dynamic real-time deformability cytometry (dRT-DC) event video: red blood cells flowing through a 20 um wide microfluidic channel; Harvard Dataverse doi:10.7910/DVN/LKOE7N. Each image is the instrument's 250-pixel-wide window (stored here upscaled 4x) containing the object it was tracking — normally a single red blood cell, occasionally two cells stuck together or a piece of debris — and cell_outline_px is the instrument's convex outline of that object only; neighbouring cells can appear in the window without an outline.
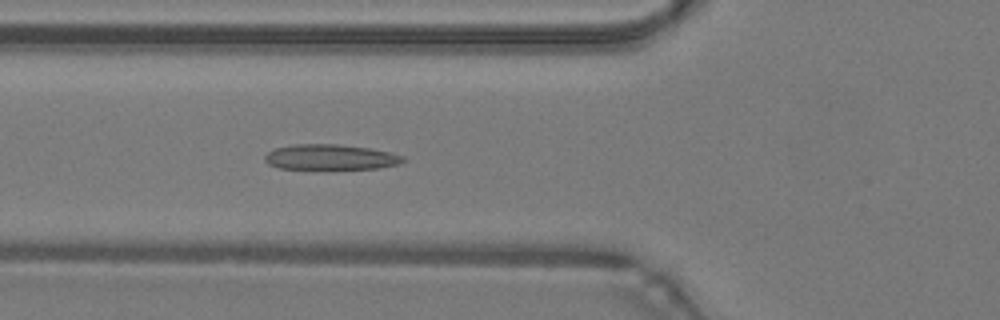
{"species": "common noctule bat (a hibernating species)", "species_latin": "Nyctalus noctula", "temperature_condition": "warm", "stored_images_in_passage": 48, "camera_frame_rate_fps": 3000, "um_per_image_px": 0.085, "animal": {"sex": "male", "body_mass_g": 19.2, "forearm_length_mm": 51.8}, "frame": {"image": 1, "passage_image": 18, "time_ms": 5.667, "image_size_px": [1000, 320], "cell_outline_px": [[408, 160], [400, 164], [380, 168], [280, 168], [268, 164], [264, 160], [264, 156], [268, 152], [276, 148], [296, 144], [336, 144], [368, 148], [388, 152], [404, 156]], "centroid_in_image_um": [28.12, 13.35], "position_along_channel_um": 97.7, "area_um2": 20.17}}
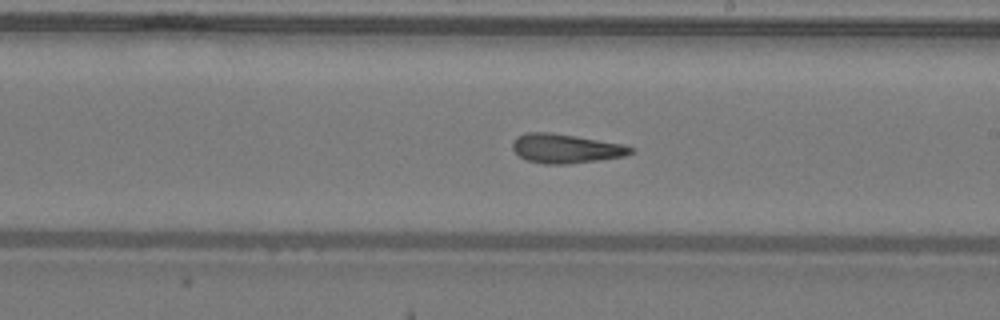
{"frame": {"image": 2, "passage_image": 28, "time_ms": 9.0, "image_size_px": [1000, 320], "cell_outline_px": [[636, 152], [624, 156], [600, 160], [568, 164], [544, 164], [528, 160], [520, 156], [512, 148], [512, 144], [516, 136], [524, 132], [548, 132], [624, 144], [636, 148]], "centroid_in_image_um": [48.12, 12.62], "position_along_channel_um": 240.9, "area_um2": 20.17}}
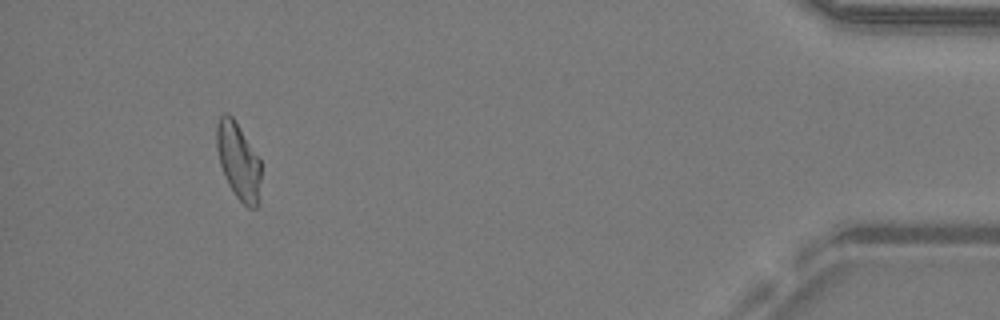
{"frame": {"image": 3, "passage_image": 45, "time_ms": 14.667, "image_size_px": [1000, 320], "cell_outline_px": [[260, 204], [256, 208], [248, 208], [236, 196], [228, 184], [220, 164], [216, 148], [216, 124], [220, 116], [224, 112], [228, 112], [232, 116], [260, 160]], "centroid_in_image_um": [20.26, 13.71], "position_along_channel_um": 414.9, "area_um2": 19.83}, "authors_computed_cell_mechanics": {"area_um2": 20.1722, "velocity_mm_per_s": 4.2832, "shape_relaxation_time_tau1_ms": null, "shape_relaxation_time_tau2_ms": 3.4196, "deformation_change_tau1": null, "deformation_change_tau2": 0.1238}}